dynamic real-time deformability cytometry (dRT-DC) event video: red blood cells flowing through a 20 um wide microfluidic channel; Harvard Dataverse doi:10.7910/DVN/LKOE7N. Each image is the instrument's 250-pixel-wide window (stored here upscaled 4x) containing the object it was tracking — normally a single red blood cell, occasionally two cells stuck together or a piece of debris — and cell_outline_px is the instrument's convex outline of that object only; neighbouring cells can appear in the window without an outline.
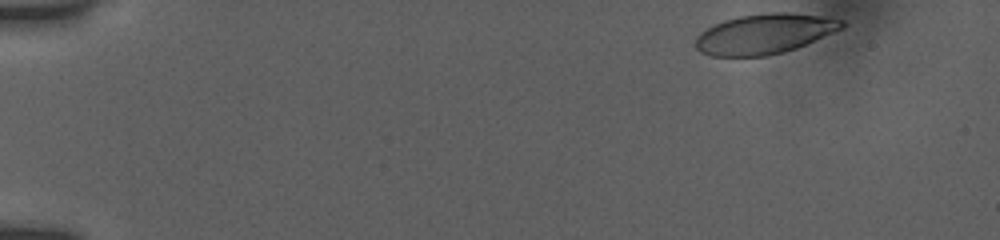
{"species": "human", "species_latin": "Homo sapiens", "temperature_condition": "room temperature", "stored_images_in_passage": 10, "camera_frame_rate_fps": 3000, "um_per_image_px": 0.085, "donor": {"sex": "female"}, "frame": {"image": 1, "passage_image": 1, "time_ms": 0.0, "image_size_px": [1000, 240], "cell_outline_px": [[844, 28], [796, 48], [784, 52], [768, 56], [712, 56], [700, 52], [696, 48], [696, 40], [700, 32], [724, 20], [740, 16], [768, 12], [788, 12], [844, 20]], "centroid_in_image_um": [64.98, 2.89], "position_along_channel_um": 20.0, "area_um2": 33.87}}
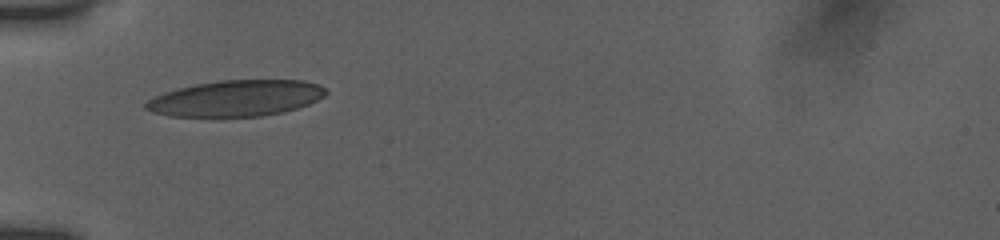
{"frame": {"image": 2, "passage_image": 7, "time_ms": 4.333, "image_size_px": [1000, 240], "cell_outline_px": [[328, 92], [324, 96], [308, 104], [284, 112], [260, 116], [168, 116], [152, 112], [144, 108], [144, 104], [148, 100], [164, 92], [176, 88], [196, 84], [220, 80], [304, 80], [316, 84], [324, 88]], "centroid_in_image_um": [20.05, 8.35], "position_along_channel_um": 65.0, "area_um2": 37.69}}
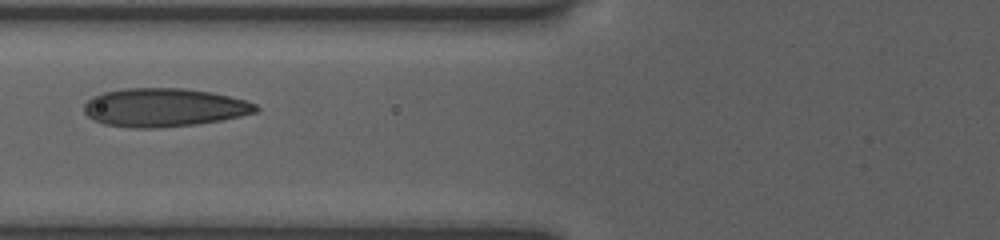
{"frame": {"image": 3, "passage_image": 9, "time_ms": 5.667, "image_size_px": [1000, 240], "cell_outline_px": [[260, 108], [256, 112], [240, 116], [220, 120], [196, 124], [156, 128], [136, 128], [104, 124], [92, 120], [84, 112], [84, 104], [92, 96], [104, 92], [124, 88], [184, 88], [208, 92], [228, 96], [244, 100], [256, 104]], "centroid_in_image_um": [13.9, 9.14], "position_along_channel_um": 111.9, "area_um2": 38.38}}